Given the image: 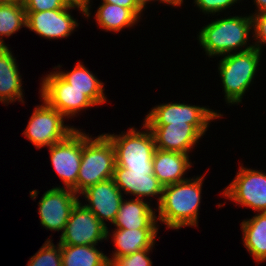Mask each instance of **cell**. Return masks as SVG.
Masks as SVG:
<instances>
[{
    "mask_svg": "<svg viewBox=\"0 0 266 266\" xmlns=\"http://www.w3.org/2000/svg\"><path fill=\"white\" fill-rule=\"evenodd\" d=\"M203 179L201 176L164 186L157 220L171 229L197 226Z\"/></svg>",
    "mask_w": 266,
    "mask_h": 266,
    "instance_id": "6da1fadb",
    "label": "cell"
},
{
    "mask_svg": "<svg viewBox=\"0 0 266 266\" xmlns=\"http://www.w3.org/2000/svg\"><path fill=\"white\" fill-rule=\"evenodd\" d=\"M115 150L110 139L101 134L95 139L82 133V158L76 184V194L88 187L113 178Z\"/></svg>",
    "mask_w": 266,
    "mask_h": 266,
    "instance_id": "7a4b0ae2",
    "label": "cell"
},
{
    "mask_svg": "<svg viewBox=\"0 0 266 266\" xmlns=\"http://www.w3.org/2000/svg\"><path fill=\"white\" fill-rule=\"evenodd\" d=\"M261 51L253 45L234 54H227L219 63V71L228 103H240L251 84Z\"/></svg>",
    "mask_w": 266,
    "mask_h": 266,
    "instance_id": "3957f363",
    "label": "cell"
},
{
    "mask_svg": "<svg viewBox=\"0 0 266 266\" xmlns=\"http://www.w3.org/2000/svg\"><path fill=\"white\" fill-rule=\"evenodd\" d=\"M252 26V16L219 19L203 27L199 42L209 56L226 55L246 45Z\"/></svg>",
    "mask_w": 266,
    "mask_h": 266,
    "instance_id": "277c9868",
    "label": "cell"
},
{
    "mask_svg": "<svg viewBox=\"0 0 266 266\" xmlns=\"http://www.w3.org/2000/svg\"><path fill=\"white\" fill-rule=\"evenodd\" d=\"M143 127L147 132L130 128L122 136L105 134L113 144L116 165L133 171H153L155 140L149 127L146 124Z\"/></svg>",
    "mask_w": 266,
    "mask_h": 266,
    "instance_id": "5b68a950",
    "label": "cell"
},
{
    "mask_svg": "<svg viewBox=\"0 0 266 266\" xmlns=\"http://www.w3.org/2000/svg\"><path fill=\"white\" fill-rule=\"evenodd\" d=\"M43 104L35 108L24 131V135L37 148L50 147L64 140L75 130V128L63 125L64 116L58 110L49 106L45 101Z\"/></svg>",
    "mask_w": 266,
    "mask_h": 266,
    "instance_id": "8992f818",
    "label": "cell"
},
{
    "mask_svg": "<svg viewBox=\"0 0 266 266\" xmlns=\"http://www.w3.org/2000/svg\"><path fill=\"white\" fill-rule=\"evenodd\" d=\"M108 234V227L78 201L62 231L59 243L61 245L95 246L98 241L107 239Z\"/></svg>",
    "mask_w": 266,
    "mask_h": 266,
    "instance_id": "52a82bcc",
    "label": "cell"
},
{
    "mask_svg": "<svg viewBox=\"0 0 266 266\" xmlns=\"http://www.w3.org/2000/svg\"><path fill=\"white\" fill-rule=\"evenodd\" d=\"M213 110L205 107L180 103L158 105L151 109L145 118L146 125H167L171 123L191 124L202 136L210 120L220 117Z\"/></svg>",
    "mask_w": 266,
    "mask_h": 266,
    "instance_id": "ba28073f",
    "label": "cell"
},
{
    "mask_svg": "<svg viewBox=\"0 0 266 266\" xmlns=\"http://www.w3.org/2000/svg\"><path fill=\"white\" fill-rule=\"evenodd\" d=\"M41 97L49 106L64 117L73 116L81 109L95 104L82 92L65 82L56 72L50 73L42 81Z\"/></svg>",
    "mask_w": 266,
    "mask_h": 266,
    "instance_id": "9c48e42d",
    "label": "cell"
},
{
    "mask_svg": "<svg viewBox=\"0 0 266 266\" xmlns=\"http://www.w3.org/2000/svg\"><path fill=\"white\" fill-rule=\"evenodd\" d=\"M51 163L67 189L76 193L82 158V132L74 130L64 140L49 147Z\"/></svg>",
    "mask_w": 266,
    "mask_h": 266,
    "instance_id": "30bf717a",
    "label": "cell"
},
{
    "mask_svg": "<svg viewBox=\"0 0 266 266\" xmlns=\"http://www.w3.org/2000/svg\"><path fill=\"white\" fill-rule=\"evenodd\" d=\"M223 194L242 206L266 212V174L240 167L236 178L225 188Z\"/></svg>",
    "mask_w": 266,
    "mask_h": 266,
    "instance_id": "8fae6325",
    "label": "cell"
},
{
    "mask_svg": "<svg viewBox=\"0 0 266 266\" xmlns=\"http://www.w3.org/2000/svg\"><path fill=\"white\" fill-rule=\"evenodd\" d=\"M79 201L76 193L63 187H55L46 191L39 201L41 224L46 229L63 230L70 214Z\"/></svg>",
    "mask_w": 266,
    "mask_h": 266,
    "instance_id": "7c38bea8",
    "label": "cell"
},
{
    "mask_svg": "<svg viewBox=\"0 0 266 266\" xmlns=\"http://www.w3.org/2000/svg\"><path fill=\"white\" fill-rule=\"evenodd\" d=\"M71 8L74 7L26 12V27L48 39L68 37L78 26L75 19L67 12Z\"/></svg>",
    "mask_w": 266,
    "mask_h": 266,
    "instance_id": "4fadbf2b",
    "label": "cell"
},
{
    "mask_svg": "<svg viewBox=\"0 0 266 266\" xmlns=\"http://www.w3.org/2000/svg\"><path fill=\"white\" fill-rule=\"evenodd\" d=\"M89 205H85L104 224V219L113 223L123 200L122 192L113 179L99 182L84 190Z\"/></svg>",
    "mask_w": 266,
    "mask_h": 266,
    "instance_id": "5bb4252c",
    "label": "cell"
},
{
    "mask_svg": "<svg viewBox=\"0 0 266 266\" xmlns=\"http://www.w3.org/2000/svg\"><path fill=\"white\" fill-rule=\"evenodd\" d=\"M151 130L155 146L164 151L188 154L202 136L191 124L171 123L167 125H147Z\"/></svg>",
    "mask_w": 266,
    "mask_h": 266,
    "instance_id": "9a60e30c",
    "label": "cell"
},
{
    "mask_svg": "<svg viewBox=\"0 0 266 266\" xmlns=\"http://www.w3.org/2000/svg\"><path fill=\"white\" fill-rule=\"evenodd\" d=\"M112 179L120 191L126 194L131 193L137 199L160 194L158 201L159 203L161 201L164 186L158 181L153 171H133L115 165Z\"/></svg>",
    "mask_w": 266,
    "mask_h": 266,
    "instance_id": "2e32d148",
    "label": "cell"
},
{
    "mask_svg": "<svg viewBox=\"0 0 266 266\" xmlns=\"http://www.w3.org/2000/svg\"><path fill=\"white\" fill-rule=\"evenodd\" d=\"M188 154L157 149L153 155V174L163 185L186 180L182 176L191 167Z\"/></svg>",
    "mask_w": 266,
    "mask_h": 266,
    "instance_id": "e0dca14e",
    "label": "cell"
},
{
    "mask_svg": "<svg viewBox=\"0 0 266 266\" xmlns=\"http://www.w3.org/2000/svg\"><path fill=\"white\" fill-rule=\"evenodd\" d=\"M142 199L122 200L113 224L120 229H158L157 217Z\"/></svg>",
    "mask_w": 266,
    "mask_h": 266,
    "instance_id": "ac0fdd59",
    "label": "cell"
},
{
    "mask_svg": "<svg viewBox=\"0 0 266 266\" xmlns=\"http://www.w3.org/2000/svg\"><path fill=\"white\" fill-rule=\"evenodd\" d=\"M15 58L7 46H0V101L22 99V83Z\"/></svg>",
    "mask_w": 266,
    "mask_h": 266,
    "instance_id": "d6986e66",
    "label": "cell"
},
{
    "mask_svg": "<svg viewBox=\"0 0 266 266\" xmlns=\"http://www.w3.org/2000/svg\"><path fill=\"white\" fill-rule=\"evenodd\" d=\"M158 229H120L113 232V241L117 250L113 257L130 255L131 253L153 247Z\"/></svg>",
    "mask_w": 266,
    "mask_h": 266,
    "instance_id": "ffe728a7",
    "label": "cell"
},
{
    "mask_svg": "<svg viewBox=\"0 0 266 266\" xmlns=\"http://www.w3.org/2000/svg\"><path fill=\"white\" fill-rule=\"evenodd\" d=\"M57 74L73 88L82 91L95 105L103 104L106 101L103 83L97 80L84 65L78 63L71 72L59 71Z\"/></svg>",
    "mask_w": 266,
    "mask_h": 266,
    "instance_id": "44dd1931",
    "label": "cell"
},
{
    "mask_svg": "<svg viewBox=\"0 0 266 266\" xmlns=\"http://www.w3.org/2000/svg\"><path fill=\"white\" fill-rule=\"evenodd\" d=\"M243 242L247 250L258 262L266 260V212L243 221Z\"/></svg>",
    "mask_w": 266,
    "mask_h": 266,
    "instance_id": "7402d4cb",
    "label": "cell"
},
{
    "mask_svg": "<svg viewBox=\"0 0 266 266\" xmlns=\"http://www.w3.org/2000/svg\"><path fill=\"white\" fill-rule=\"evenodd\" d=\"M62 266H109V258L94 245H61Z\"/></svg>",
    "mask_w": 266,
    "mask_h": 266,
    "instance_id": "603a6c76",
    "label": "cell"
},
{
    "mask_svg": "<svg viewBox=\"0 0 266 266\" xmlns=\"http://www.w3.org/2000/svg\"><path fill=\"white\" fill-rule=\"evenodd\" d=\"M95 18L100 27L115 32L128 28L139 20L131 9L107 2H103L98 8Z\"/></svg>",
    "mask_w": 266,
    "mask_h": 266,
    "instance_id": "cb8c5ba5",
    "label": "cell"
},
{
    "mask_svg": "<svg viewBox=\"0 0 266 266\" xmlns=\"http://www.w3.org/2000/svg\"><path fill=\"white\" fill-rule=\"evenodd\" d=\"M26 26V11L23 2H0V46H6L3 36H10Z\"/></svg>",
    "mask_w": 266,
    "mask_h": 266,
    "instance_id": "d4e9b609",
    "label": "cell"
},
{
    "mask_svg": "<svg viewBox=\"0 0 266 266\" xmlns=\"http://www.w3.org/2000/svg\"><path fill=\"white\" fill-rule=\"evenodd\" d=\"M47 240L40 250L31 257L28 266H62L61 244L56 247ZM56 247V248H55Z\"/></svg>",
    "mask_w": 266,
    "mask_h": 266,
    "instance_id": "484cf974",
    "label": "cell"
},
{
    "mask_svg": "<svg viewBox=\"0 0 266 266\" xmlns=\"http://www.w3.org/2000/svg\"><path fill=\"white\" fill-rule=\"evenodd\" d=\"M150 250L151 248L140 250L126 256L112 257V259H108L109 266H152V262L147 256Z\"/></svg>",
    "mask_w": 266,
    "mask_h": 266,
    "instance_id": "4316f807",
    "label": "cell"
},
{
    "mask_svg": "<svg viewBox=\"0 0 266 266\" xmlns=\"http://www.w3.org/2000/svg\"><path fill=\"white\" fill-rule=\"evenodd\" d=\"M23 5L26 12L56 10L68 6L64 0H23Z\"/></svg>",
    "mask_w": 266,
    "mask_h": 266,
    "instance_id": "83f0119b",
    "label": "cell"
},
{
    "mask_svg": "<svg viewBox=\"0 0 266 266\" xmlns=\"http://www.w3.org/2000/svg\"><path fill=\"white\" fill-rule=\"evenodd\" d=\"M238 0H195V4L205 13H216L220 12Z\"/></svg>",
    "mask_w": 266,
    "mask_h": 266,
    "instance_id": "f1b7e54d",
    "label": "cell"
},
{
    "mask_svg": "<svg viewBox=\"0 0 266 266\" xmlns=\"http://www.w3.org/2000/svg\"><path fill=\"white\" fill-rule=\"evenodd\" d=\"M252 23H253V28H254V31H255L254 32L255 33V37L254 38L257 37L256 38L257 40L259 38V41L254 46L261 51L262 43L263 44L266 43V12L253 14L252 15Z\"/></svg>",
    "mask_w": 266,
    "mask_h": 266,
    "instance_id": "f546056e",
    "label": "cell"
},
{
    "mask_svg": "<svg viewBox=\"0 0 266 266\" xmlns=\"http://www.w3.org/2000/svg\"><path fill=\"white\" fill-rule=\"evenodd\" d=\"M103 2L131 9L138 17H140L139 15L143 11V9L137 4L136 0H103Z\"/></svg>",
    "mask_w": 266,
    "mask_h": 266,
    "instance_id": "4dcf8cb0",
    "label": "cell"
},
{
    "mask_svg": "<svg viewBox=\"0 0 266 266\" xmlns=\"http://www.w3.org/2000/svg\"><path fill=\"white\" fill-rule=\"evenodd\" d=\"M68 6L77 7L84 15L89 17V4L90 0H64Z\"/></svg>",
    "mask_w": 266,
    "mask_h": 266,
    "instance_id": "1f68e13d",
    "label": "cell"
},
{
    "mask_svg": "<svg viewBox=\"0 0 266 266\" xmlns=\"http://www.w3.org/2000/svg\"><path fill=\"white\" fill-rule=\"evenodd\" d=\"M137 1V4L143 9L145 8V4L148 2V1H152V0H136ZM160 2H163V3H167V4H171V5H181L183 0H160Z\"/></svg>",
    "mask_w": 266,
    "mask_h": 266,
    "instance_id": "d6a6232c",
    "label": "cell"
},
{
    "mask_svg": "<svg viewBox=\"0 0 266 266\" xmlns=\"http://www.w3.org/2000/svg\"><path fill=\"white\" fill-rule=\"evenodd\" d=\"M254 2L258 7L257 13L266 12V0H255Z\"/></svg>",
    "mask_w": 266,
    "mask_h": 266,
    "instance_id": "836d02e7",
    "label": "cell"
},
{
    "mask_svg": "<svg viewBox=\"0 0 266 266\" xmlns=\"http://www.w3.org/2000/svg\"><path fill=\"white\" fill-rule=\"evenodd\" d=\"M6 1V2H23V0H0V2Z\"/></svg>",
    "mask_w": 266,
    "mask_h": 266,
    "instance_id": "e575fe53",
    "label": "cell"
}]
</instances>
